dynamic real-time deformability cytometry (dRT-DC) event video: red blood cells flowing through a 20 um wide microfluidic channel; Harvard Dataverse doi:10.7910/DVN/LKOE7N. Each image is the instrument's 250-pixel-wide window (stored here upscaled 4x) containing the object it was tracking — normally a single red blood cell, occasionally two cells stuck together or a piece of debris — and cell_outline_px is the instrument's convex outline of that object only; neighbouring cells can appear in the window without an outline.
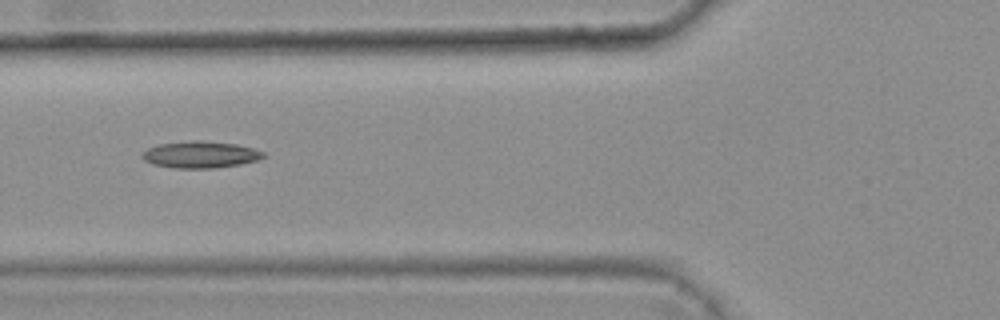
{"species": "common noctule bat (a hibernating species)", "species_latin": "Nyctalus noctula", "temperature_condition": "warm", "stored_images_in_passage": 9, "camera_frame_rate_fps": 3000, "um_per_image_px": 0.085, "animal": {"sex": "female", "body_mass_g": 25.1}, "frame": {"image": 1, "passage_image": 6, "time_ms": 1.667, "image_size_px": [1000, 320], "cell_outline_px": [[264, 156], [260, 160], [240, 164], [216, 168], [172, 168], [152, 164], [144, 160], [140, 156], [148, 148], [160, 144], [196, 140], [204, 140], [236, 144], [252, 148], [264, 152]], "centroid_in_image_um": [17.04, 13.15], "position_along_channel_um": 108.8, "area_um2": 18.9}}
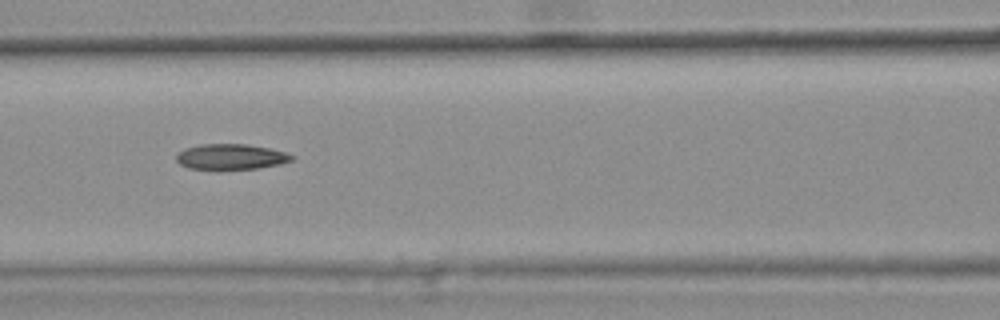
{"frame": {"image": 2, "passage_image": 7, "time_ms": 2.0, "image_size_px": [1000, 320], "cell_outline_px": [[296, 156], [292, 160], [280, 164], [256, 168], [188, 168], [180, 164], [176, 160], [176, 152], [184, 148], [200, 144], [244, 144], [268, 148], [284, 152]], "centroid_in_image_um": [19.59, 13.3], "position_along_channel_um": 147.0, "area_um2": 16.88}}